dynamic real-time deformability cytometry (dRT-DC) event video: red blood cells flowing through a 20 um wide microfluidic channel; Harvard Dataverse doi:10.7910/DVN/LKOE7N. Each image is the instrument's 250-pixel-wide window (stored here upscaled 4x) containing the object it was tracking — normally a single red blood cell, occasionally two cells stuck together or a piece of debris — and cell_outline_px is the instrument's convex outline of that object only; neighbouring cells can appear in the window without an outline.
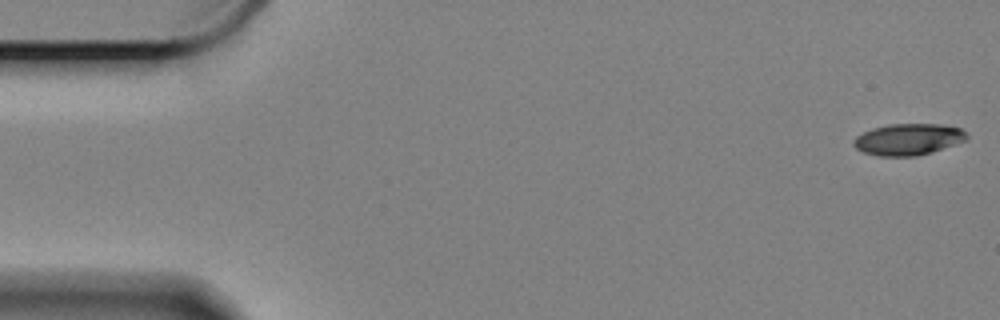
{"species": "Egyptian fruit bat (a non-hibernating species)", "species_latin": "Rousettus aegyptiacus", "temperature_condition": "cold", "stored_images_in_passage": 59, "camera_frame_rate_fps": 3000, "um_per_image_px": 0.085, "animal": {"sex": "female"}, "frame": {"image": 1, "passage_image": 1, "time_ms": 0.0, "image_size_px": [1000, 320], "cell_outline_px": [[968, 136], [964, 140], [916, 156], [880, 156], [864, 152], [856, 148], [852, 144], [852, 140], [856, 136], [872, 128], [888, 124], [940, 124], [960, 128]], "centroid_in_image_um": [77.12, 11.83], "position_along_channel_um": 7.9, "area_um2": 20.35}}
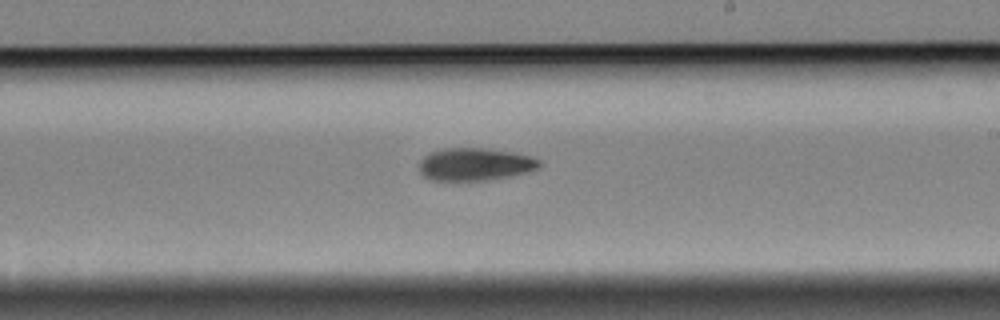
{"frame": {"image": 2, "passage_image": 34, "time_ms": 11.0, "image_size_px": [1000, 320], "cell_outline_px": [[540, 168], [528, 172], [488, 180], [428, 180], [420, 172], [420, 160], [424, 156], [432, 152], [444, 148], [480, 148], [512, 152], [528, 156], [540, 160]], "centroid_in_image_um": [40.36, 13.97], "position_along_channel_um": 248.6, "area_um2": 22.66}}
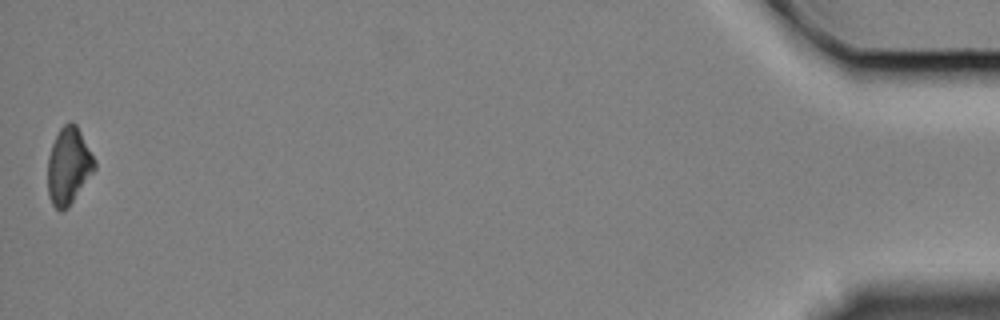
{"frame": {"image": 3, "passage_image": 59, "time_ms": 19.333, "image_size_px": [1000, 320], "cell_outline_px": [[96, 168], [68, 208], [60, 212], [52, 204], [48, 196], [48, 156], [52, 144], [60, 128], [68, 120], [72, 120], [76, 124], [96, 160]], "centroid_in_image_um": [5.83, 14.1], "position_along_channel_um": 429.4, "area_um2": 21.1}, "authors_computed_cell_mechanics": {"area_um2": 22.1374, "velocity_mm_per_s": 3.3167, "shape_relaxation_time_tau1_ms": 4.1188, "shape_relaxation_time_tau2_ms": null, "deformation_change_tau1": 0.1109, "deformation_change_tau2": null}}